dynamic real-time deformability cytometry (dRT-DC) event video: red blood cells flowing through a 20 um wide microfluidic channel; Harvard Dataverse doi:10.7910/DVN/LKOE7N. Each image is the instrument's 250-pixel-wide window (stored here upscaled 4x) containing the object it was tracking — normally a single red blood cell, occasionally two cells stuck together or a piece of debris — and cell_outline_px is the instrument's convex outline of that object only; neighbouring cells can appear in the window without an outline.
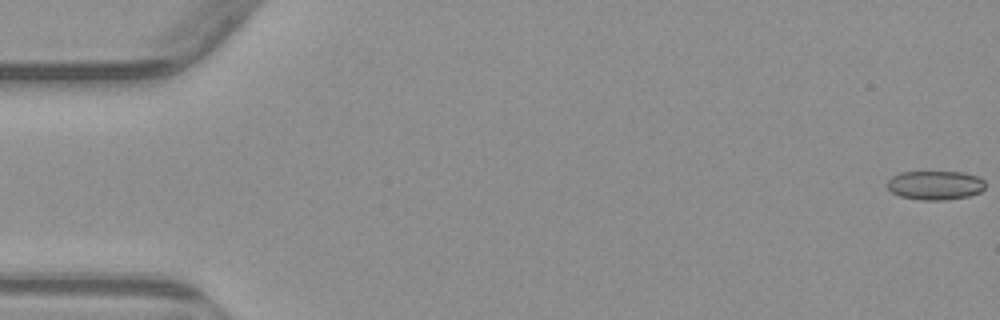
{"species": "common noctule bat (a hibernating species)", "species_latin": "Nyctalus noctula", "temperature_condition": "warm", "stored_images_in_passage": 6, "segment_of_instrument_passage": [1, 2], "camera_frame_rate_fps": 3000, "um_per_image_px": 0.085, "animal": {"sex": "male", "body_mass_g": 23.1, "forearm_length_mm": 52.7}, "frame": {"image": 1, "passage_image": 1, "time_ms": 0.0, "image_size_px": [1000, 320], "cell_outline_px": [[984, 188], [980, 192], [968, 196], [944, 200], [920, 200], [900, 196], [892, 192], [888, 188], [888, 180], [892, 176], [900, 172], [964, 172], [976, 176], [984, 180]], "centroid_in_image_um": [79.48, 15.74], "position_along_channel_um": 5.5, "area_um2": 16.53}}